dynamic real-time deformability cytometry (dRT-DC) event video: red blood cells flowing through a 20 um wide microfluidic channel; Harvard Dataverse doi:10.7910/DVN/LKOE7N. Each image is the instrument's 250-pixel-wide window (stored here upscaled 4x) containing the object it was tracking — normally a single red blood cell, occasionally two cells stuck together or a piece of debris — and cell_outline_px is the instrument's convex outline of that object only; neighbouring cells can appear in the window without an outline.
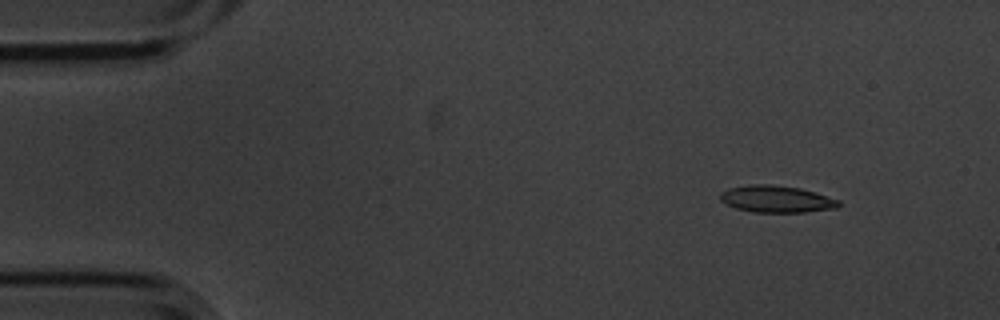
{"species": "common noctule bat (a hibernating species)", "species_latin": "Nyctalus noctula", "temperature_condition": "cold", "stored_images_in_passage": 5, "camera_frame_rate_fps": 3000, "um_per_image_px": 0.085, "animal": {"sex": "male", "body_mass_g": 20.1, "forearm_length_mm": 53.5}, "frame": {"image": 1, "passage_image": 2, "time_ms": 0.333, "image_size_px": [1000, 320], "cell_outline_px": [[840, 204], [836, 208], [804, 212], [752, 212], [736, 208], [724, 204], [720, 200], [720, 192], [728, 188], [748, 184], [772, 184], [800, 188], [816, 192], [840, 200]], "centroid_in_image_um": [65.97, 16.91], "position_along_channel_um": 19.0, "area_um2": 18.79}}
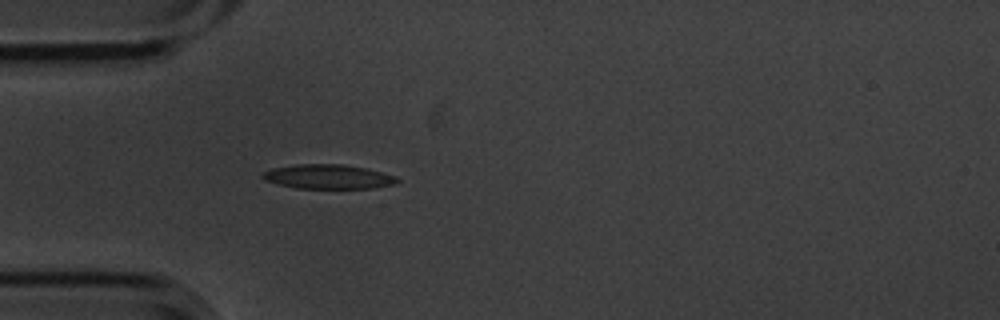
{"frame": {"image": 2, "passage_image": 5, "time_ms": 1.333, "image_size_px": [1000, 320], "cell_outline_px": [[400, 180], [392, 184], [372, 188], [296, 188], [276, 184], [264, 180], [260, 176], [264, 172], [272, 168], [296, 164], [344, 164], [364, 168], [396, 176]], "centroid_in_image_um": [27.83, 15.01], "position_along_channel_um": 57.2, "area_um2": 19.02}}